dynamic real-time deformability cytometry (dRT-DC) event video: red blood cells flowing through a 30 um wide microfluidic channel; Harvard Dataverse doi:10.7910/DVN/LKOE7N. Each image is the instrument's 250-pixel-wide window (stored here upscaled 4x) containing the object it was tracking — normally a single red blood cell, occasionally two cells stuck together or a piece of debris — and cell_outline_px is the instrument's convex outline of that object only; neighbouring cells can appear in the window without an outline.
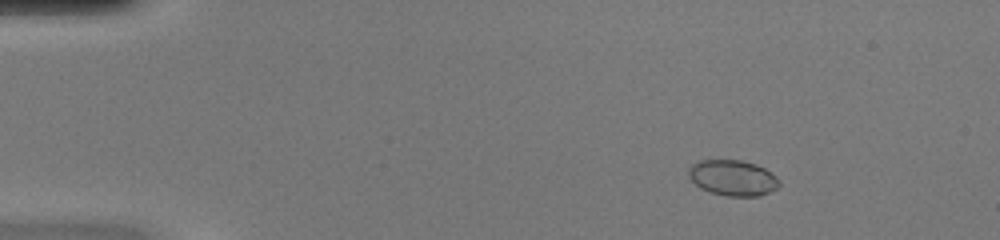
{"species": "common noctule bat (a hibernating species)", "species_latin": "Nyctalus noctula", "temperature_condition": "warm", "stored_images_in_passage": 49, "camera_frame_rate_fps": 3000, "um_per_image_px": 0.085, "animal": {"sex": "female", "body_mass_g": 20.0, "forearm_length_mm": 54.0}, "frame": {"image": 1, "passage_image": 7, "time_ms": 2.0, "image_size_px": [1000, 240], "cell_outline_px": [[780, 184], [776, 188], [760, 196], [728, 196], [712, 192], [700, 188], [688, 176], [688, 168], [692, 164], [700, 160], [740, 160], [756, 164], [764, 168], [776, 176], [780, 180]], "centroid_in_image_um": [62.28, 15.11], "position_along_channel_um": 22.7, "area_um2": 18.79}}
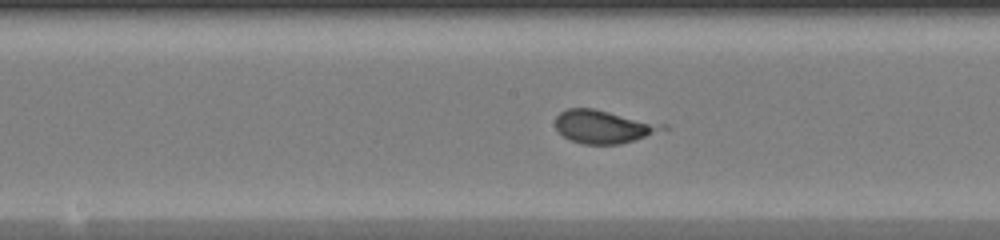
{"frame": {"image": 2, "passage_image": 26, "time_ms": 8.333, "image_size_px": [1000, 240], "cell_outline_px": [[668, 128], [620, 144], [584, 144], [572, 140], [564, 136], [556, 128], [556, 116], [560, 112], [568, 108], [592, 108], [668, 124]], "centroid_in_image_um": [51.3, 10.75], "position_along_channel_um": 196.9, "area_um2": 20.46}}
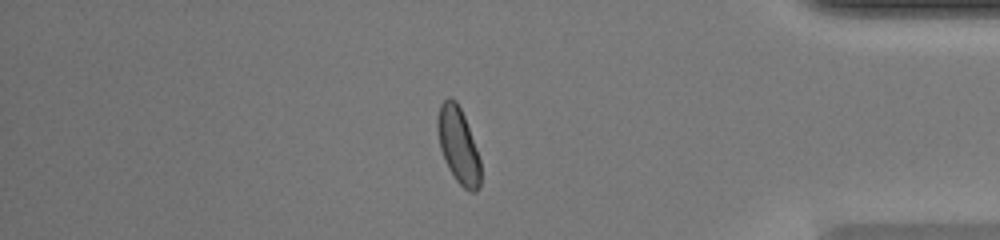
{"frame": {"image": 3, "passage_image": 42, "time_ms": 13.667, "image_size_px": [1000, 240], "cell_outline_px": [[480, 188], [476, 192], [468, 192], [456, 180], [448, 168], [444, 160], [440, 148], [436, 128], [436, 120], [440, 104], [448, 96], [456, 100], [464, 116], [476, 148], [480, 160]], "centroid_in_image_um": [38.93, 12.36], "position_along_channel_um": 396.3, "area_um2": 19.13}}